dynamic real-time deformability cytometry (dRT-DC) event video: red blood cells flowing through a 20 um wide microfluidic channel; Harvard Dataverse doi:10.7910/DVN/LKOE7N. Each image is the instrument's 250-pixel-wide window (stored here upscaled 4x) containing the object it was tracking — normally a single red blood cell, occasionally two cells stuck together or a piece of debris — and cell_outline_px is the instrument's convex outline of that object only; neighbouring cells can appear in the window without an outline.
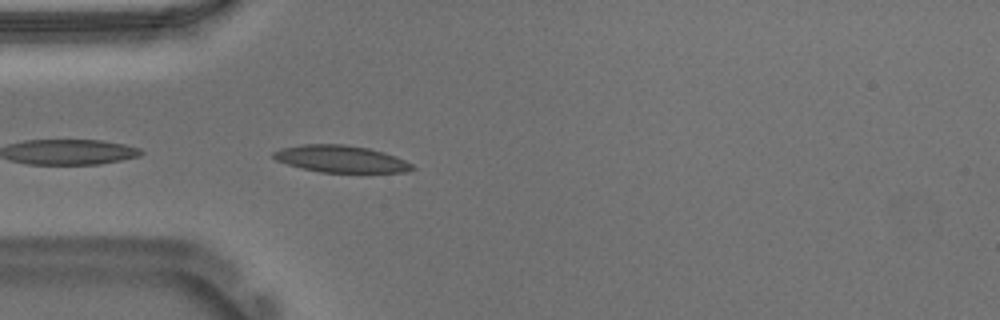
{"species": "Egyptian fruit bat (a non-hibernating species)", "species_latin": "Rousettus aegyptiacus", "temperature_condition": "warm", "stored_images_in_passage": 6, "camera_frame_rate_fps": 3000, "um_per_image_px": 0.085, "animal": {"sex": "male"}, "frame": {"image": 1, "passage_image": 2, "time_ms": 0.333, "image_size_px": [1000, 320], "cell_outline_px": [[416, 168], [408, 172], [320, 172], [288, 164], [276, 160], [272, 156], [272, 152], [280, 148], [300, 144], [344, 144], [368, 148], [384, 152], [396, 156], [412, 164]], "centroid_in_image_um": [28.97, 13.5], "position_along_channel_um": 56.0, "area_um2": 21.79}}